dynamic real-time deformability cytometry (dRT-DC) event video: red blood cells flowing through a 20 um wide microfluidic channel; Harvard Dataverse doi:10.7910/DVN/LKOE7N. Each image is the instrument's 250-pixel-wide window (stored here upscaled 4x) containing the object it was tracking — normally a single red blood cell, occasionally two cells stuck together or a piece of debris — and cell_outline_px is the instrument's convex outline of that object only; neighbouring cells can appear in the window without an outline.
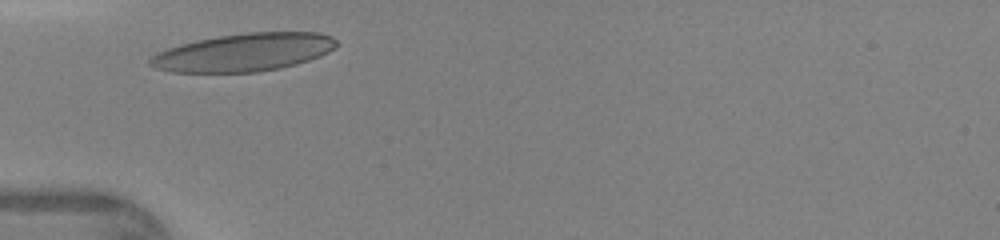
{"species": "human", "species_latin": "Homo sapiens", "temperature_condition": "warm", "stored_images_in_passage": 25, "camera_frame_rate_fps": 3000, "um_per_image_px": 0.085, "donor": {"sex": "female"}, "frame": {"image": 1, "passage_image": 2, "time_ms": 0.333, "image_size_px": [1000, 240], "cell_outline_px": [[340, 44], [328, 52], [320, 56], [296, 64], [280, 68], [256, 72], [172, 72], [156, 68], [148, 64], [148, 60], [156, 52], [180, 44], [196, 40], [220, 36], [248, 32], [320, 32], [332, 36]], "centroid_in_image_um": [20.73, 4.44], "position_along_channel_um": 64.3, "area_um2": 41.27}}
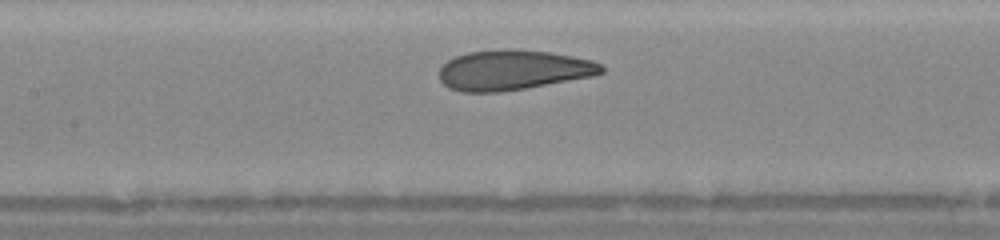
{"frame": {"image": 2, "passage_image": 9, "time_ms": 2.667, "image_size_px": [1000, 240], "cell_outline_px": [[604, 72], [592, 76], [528, 88], [500, 92], [460, 92], [448, 88], [440, 80], [440, 68], [448, 60], [456, 56], [468, 52], [504, 48], [512, 48], [548, 52], [572, 56], [592, 60], [600, 64], [604, 68]], "centroid_in_image_um": [43.6, 5.95], "position_along_channel_um": 163.8, "area_um2": 38.03}}
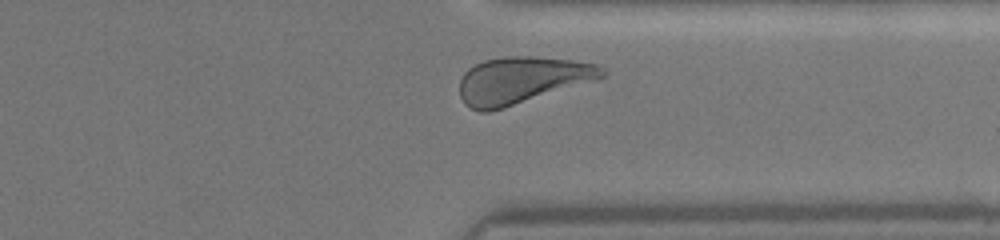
{"frame": {"image": 3, "passage_image": 23, "time_ms": 7.333, "image_size_px": [1000, 240], "cell_outline_px": [[608, 72], [604, 76], [504, 108], [488, 112], [480, 112], [468, 108], [464, 104], [460, 96], [460, 80], [464, 72], [468, 68], [484, 60], [504, 56], [532, 56], [572, 60], [596, 64], [604, 68]], "centroid_in_image_um": [44.28, 6.81], "position_along_channel_um": 367.1, "area_um2": 38.61}}